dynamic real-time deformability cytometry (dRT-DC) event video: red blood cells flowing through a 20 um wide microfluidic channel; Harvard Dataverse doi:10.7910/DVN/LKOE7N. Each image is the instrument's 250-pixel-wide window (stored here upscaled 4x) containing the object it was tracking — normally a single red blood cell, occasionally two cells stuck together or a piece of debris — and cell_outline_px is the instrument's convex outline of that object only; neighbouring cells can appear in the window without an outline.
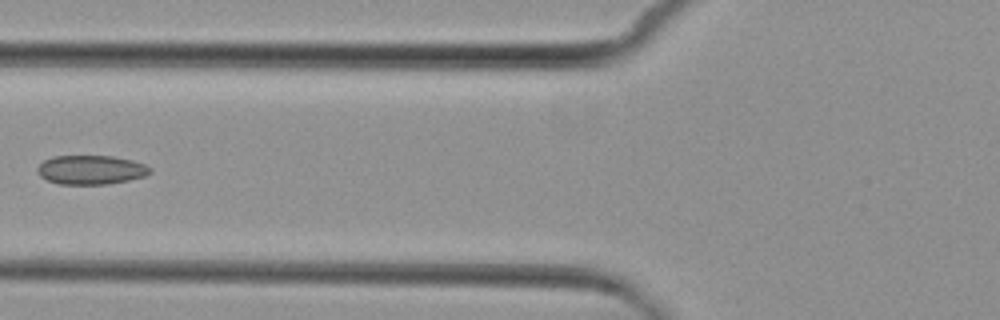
{"species": "common noctule bat (a hibernating species)", "species_latin": "Nyctalus noctula", "temperature_condition": "cold", "stored_images_in_passage": 4, "camera_frame_rate_fps": 3000, "um_per_image_px": 0.085, "animal": {"sex": "female", "body_mass_g": 29.2, "forearm_length_mm": 56.3}, "frame": {"image": 1, "passage_image": 4, "time_ms": 3.333, "image_size_px": [1000, 320], "cell_outline_px": [[152, 172], [144, 176], [128, 180], [108, 184], [60, 184], [48, 180], [40, 176], [36, 172], [36, 168], [44, 160], [52, 156], [112, 156], [132, 160], [144, 164], [152, 168]], "centroid_in_image_um": [7.72, 14.43], "position_along_channel_um": 118.1, "area_um2": 19.13}}